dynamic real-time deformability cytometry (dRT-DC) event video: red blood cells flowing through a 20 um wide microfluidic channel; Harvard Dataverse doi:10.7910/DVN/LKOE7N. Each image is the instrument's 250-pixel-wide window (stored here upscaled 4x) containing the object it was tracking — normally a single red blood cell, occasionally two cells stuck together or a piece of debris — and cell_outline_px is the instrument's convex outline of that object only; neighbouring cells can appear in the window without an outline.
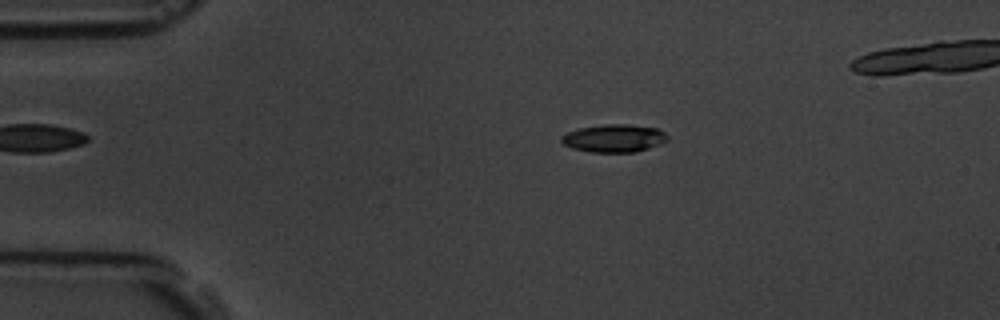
{"species": "common noctule bat (a hibernating species)", "species_latin": "Nyctalus noctula", "temperature_condition": "room temperature", "stored_images_in_passage": 7, "camera_frame_rate_fps": 3000, "um_per_image_px": 0.085, "animal": {"sex": "male", "body_mass_g": 19.5, "forearm_length_mm": 54.6}, "frame": {"image": 1, "passage_image": 3, "time_ms": 2.333, "image_size_px": [1000, 320], "cell_outline_px": [[668, 140], [660, 144], [636, 152], [588, 152], [572, 148], [564, 144], [560, 140], [560, 136], [568, 132], [580, 128], [604, 124], [628, 124], [656, 128], [664, 132], [668, 136]], "centroid_in_image_um": [52.19, 11.75], "position_along_channel_um": 32.8, "area_um2": 17.22}}
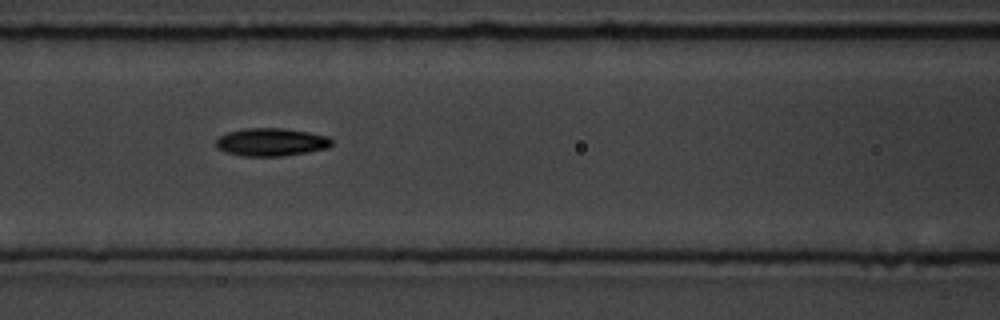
{"frame": {"image": 2, "passage_image": 6, "time_ms": 6.667, "image_size_px": [1000, 320], "cell_outline_px": [[332, 144], [328, 148], [280, 156], [244, 156], [228, 152], [220, 148], [216, 144], [216, 136], [228, 132], [244, 128], [284, 128], [308, 132], [328, 136], [332, 140]], "centroid_in_image_um": [23.05, 12.06], "position_along_channel_um": 143.6, "area_um2": 18.67}}
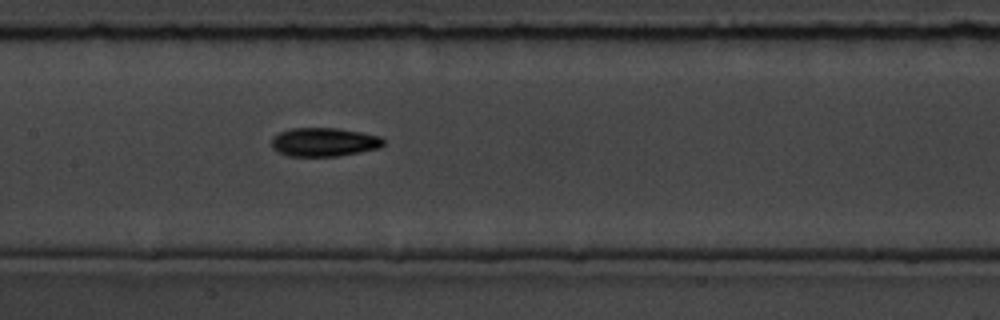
{"frame": {"image": 3, "passage_image": 7, "time_ms": 7.667, "image_size_px": [1000, 320], "cell_outline_px": [[384, 144], [380, 148], [360, 152], [336, 156], [288, 156], [272, 148], [272, 136], [288, 128], [336, 128], [360, 132], [380, 136], [384, 140]], "centroid_in_image_um": [27.54, 12.07], "position_along_channel_um": 179.9, "area_um2": 18.73}}